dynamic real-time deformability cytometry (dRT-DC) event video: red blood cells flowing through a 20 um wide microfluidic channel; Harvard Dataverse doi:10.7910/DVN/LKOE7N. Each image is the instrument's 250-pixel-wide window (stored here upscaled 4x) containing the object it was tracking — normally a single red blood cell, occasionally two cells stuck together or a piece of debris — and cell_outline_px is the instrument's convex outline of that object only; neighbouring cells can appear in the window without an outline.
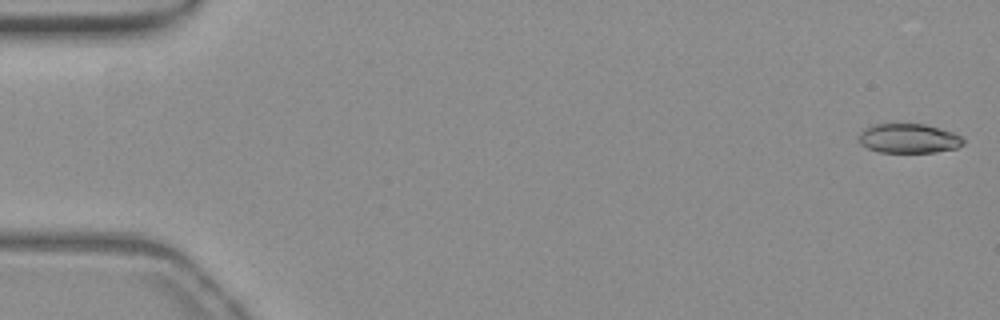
{"species": "common noctule bat (a hibernating species)", "species_latin": "Nyctalus noctula", "temperature_condition": "warm", "stored_images_in_passage": 54, "camera_frame_rate_fps": 3000, "um_per_image_px": 0.085, "animal": {"sex": "female", "body_mass_g": 19.3, "forearm_length_mm": 54.1}, "frame": {"image": 1, "passage_image": 1, "time_ms": 0.0, "image_size_px": [1000, 320], "cell_outline_px": [[964, 144], [956, 148], [936, 152], [880, 152], [868, 148], [860, 144], [856, 136], [864, 128], [872, 124], [924, 124], [952, 132], [960, 136], [964, 140]], "centroid_in_image_um": [77.19, 11.76], "position_along_channel_um": 7.8, "area_um2": 17.98}}
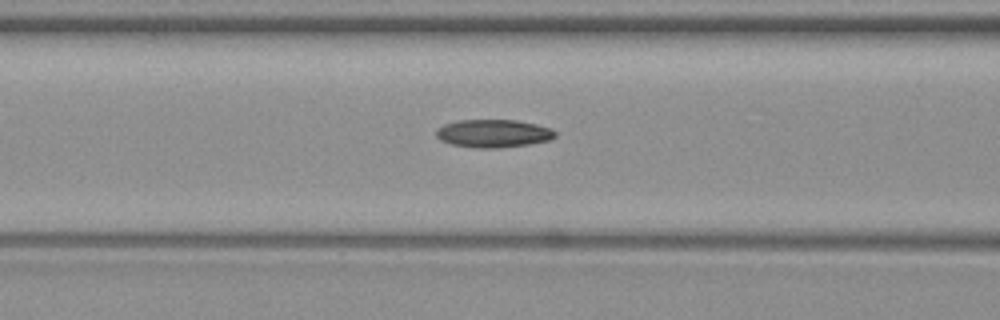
{"frame": {"image": 2, "passage_image": 22, "time_ms": 7.0, "image_size_px": [1000, 320], "cell_outline_px": [[556, 136], [552, 140], [528, 144], [500, 148], [476, 148], [452, 144], [440, 140], [436, 136], [436, 128], [444, 124], [460, 120], [516, 120], [536, 124], [552, 128], [556, 132]], "centroid_in_image_um": [41.95, 11.34], "position_along_channel_um": 124.6, "area_um2": 19.54}}
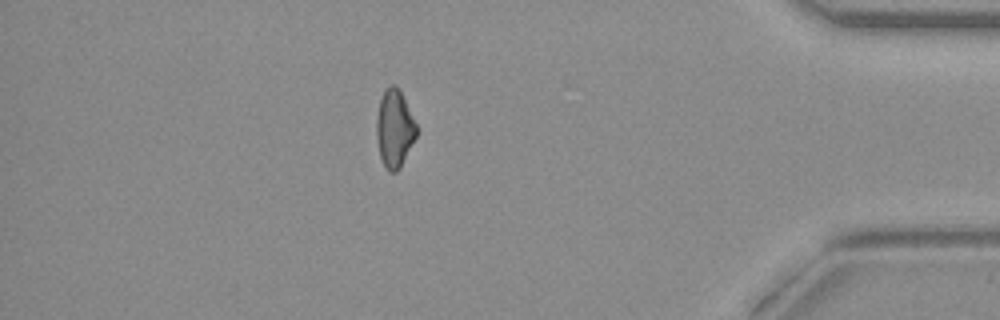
{"frame": {"image": 3, "passage_image": 47, "time_ms": 15.333, "image_size_px": [1000, 320], "cell_outline_px": [[416, 136], [400, 168], [396, 172], [388, 172], [384, 168], [380, 156], [376, 136], [376, 116], [380, 100], [384, 92], [392, 84], [396, 84], [400, 88], [416, 124]], "centroid_in_image_um": [33.52, 10.94], "position_along_channel_um": 401.7, "area_um2": 18.09}}